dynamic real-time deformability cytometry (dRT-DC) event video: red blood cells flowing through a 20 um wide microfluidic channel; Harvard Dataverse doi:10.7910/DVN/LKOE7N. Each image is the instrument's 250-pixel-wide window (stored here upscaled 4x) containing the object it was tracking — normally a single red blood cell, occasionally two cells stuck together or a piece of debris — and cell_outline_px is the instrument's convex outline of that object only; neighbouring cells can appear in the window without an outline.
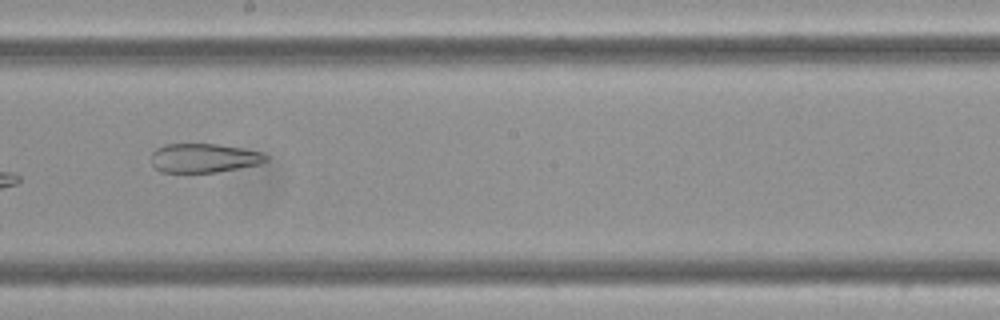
{"species": "Egyptian fruit bat (a non-hibernating species)", "species_latin": "Rousettus aegyptiacus", "temperature_condition": "cold", "stored_images_in_passage": 10, "camera_frame_rate_fps": 3000, "um_per_image_px": 0.085, "frame": {"image": 1, "passage_image": 7, "time_ms": 2.0, "image_size_px": [1000, 320], "cell_outline_px": [[268, 160], [260, 164], [216, 172], [160, 172], [152, 164], [152, 152], [156, 148], [164, 144], [216, 144], [240, 148], [260, 152], [268, 156]], "centroid_in_image_um": [17.31, 13.43], "position_along_channel_um": 230.9, "area_um2": 19.31}}